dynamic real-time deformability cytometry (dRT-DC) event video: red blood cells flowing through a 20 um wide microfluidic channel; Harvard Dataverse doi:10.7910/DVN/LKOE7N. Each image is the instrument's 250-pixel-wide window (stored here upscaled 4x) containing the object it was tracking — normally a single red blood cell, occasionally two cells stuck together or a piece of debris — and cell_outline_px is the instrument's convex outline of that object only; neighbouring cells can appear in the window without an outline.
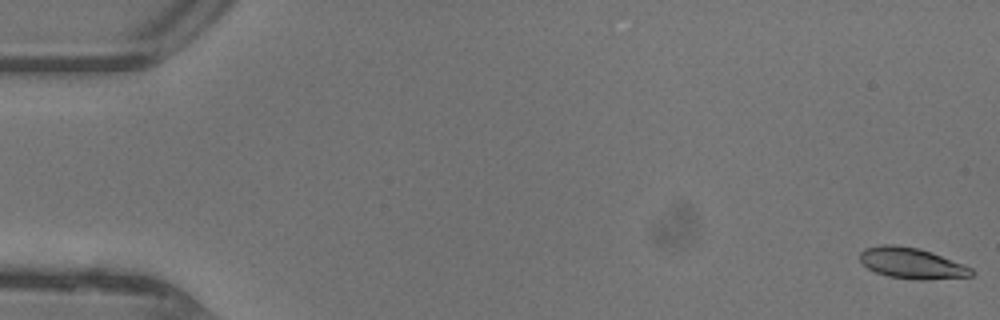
{"species": "common noctule bat (a hibernating species)", "species_latin": "Nyctalus noctula", "temperature_condition": "warm", "stored_images_in_passage": 12, "camera_frame_rate_fps": 3000, "um_per_image_px": 0.085, "animal": {"sex": "female"}, "frame": {"image": 1, "passage_image": 1, "time_ms": 0.0, "image_size_px": [1000, 320], "cell_outline_px": [[976, 272], [972, 276], [924, 280], [916, 280], [888, 276], [876, 272], [868, 268], [860, 260], [860, 252], [864, 248], [880, 244], [896, 244], [920, 248], [932, 252], [964, 264], [972, 268]], "centroid_in_image_um": [77.51, 22.36], "position_along_channel_um": 7.5, "area_um2": 20.35}}